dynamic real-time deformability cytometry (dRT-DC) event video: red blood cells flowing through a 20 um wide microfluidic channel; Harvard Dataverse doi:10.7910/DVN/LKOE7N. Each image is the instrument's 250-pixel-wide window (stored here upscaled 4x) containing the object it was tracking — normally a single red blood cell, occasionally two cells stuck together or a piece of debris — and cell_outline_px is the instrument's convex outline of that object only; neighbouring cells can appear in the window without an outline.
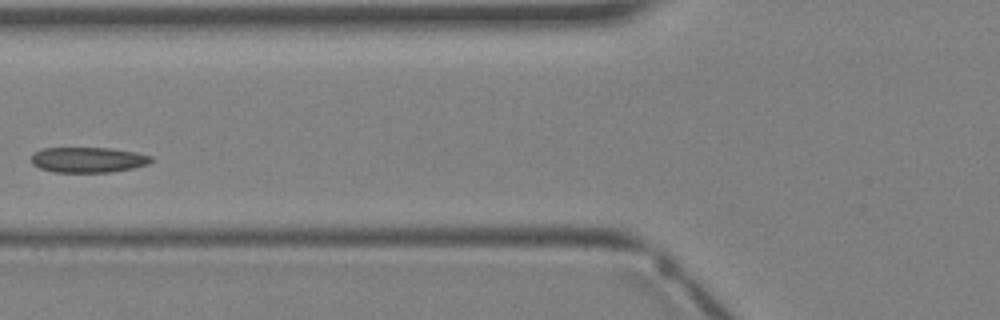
{"species": "Egyptian fruit bat (a non-hibernating species)", "species_latin": "Rousettus aegyptiacus", "temperature_condition": "warm", "stored_images_in_passage": 3, "camera_frame_rate_fps": 3000, "um_per_image_px": 0.085, "animal": {"sex": "female"}, "frame": {"image": 1, "passage_image": 3, "time_ms": 2.333, "image_size_px": [1000, 320], "cell_outline_px": [[152, 160], [148, 164], [132, 168], [108, 172], [52, 172], [40, 168], [32, 164], [32, 152], [40, 148], [112, 148], [136, 152], [152, 156]], "centroid_in_image_um": [7.45, 13.57], "position_along_channel_um": 118.3, "area_um2": 17.8}}